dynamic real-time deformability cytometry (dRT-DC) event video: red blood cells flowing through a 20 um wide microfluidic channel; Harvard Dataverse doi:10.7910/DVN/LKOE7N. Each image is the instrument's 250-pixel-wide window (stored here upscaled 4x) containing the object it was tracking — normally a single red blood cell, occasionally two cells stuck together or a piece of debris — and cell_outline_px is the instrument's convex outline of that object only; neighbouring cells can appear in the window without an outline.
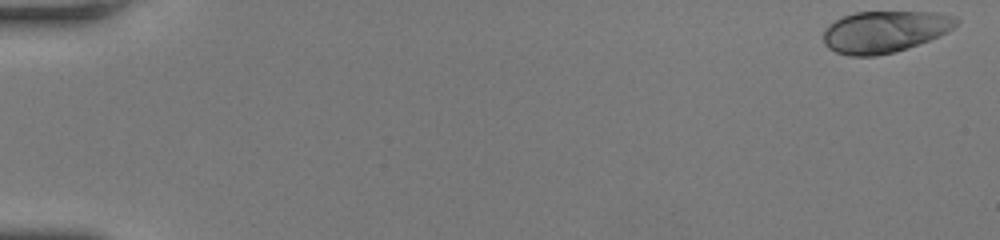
{"species": "human", "species_latin": "Homo sapiens", "temperature_condition": "room temperature", "stored_images_in_passage": 50, "camera_frame_rate_fps": 3000, "um_per_image_px": 0.085, "donor": {"sex": "female"}, "frame": {"image": 1, "passage_image": 1, "time_ms": 0.0, "image_size_px": [1000, 240], "cell_outline_px": [[960, 20], [952, 28], [940, 36], [896, 52], [876, 56], [848, 56], [836, 52], [828, 48], [824, 44], [824, 32], [828, 24], [844, 16], [856, 12], [936, 12], [956, 16]], "centroid_in_image_um": [75.2, 2.69], "position_along_channel_um": 9.8, "area_um2": 32.37}}
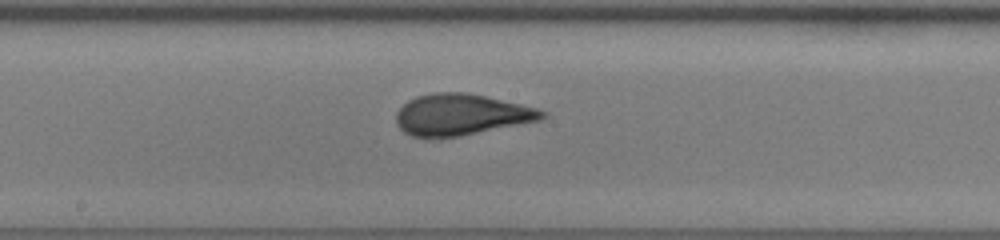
{"frame": {"image": 2, "passage_image": 28, "time_ms": 9.0, "image_size_px": [1000, 240], "cell_outline_px": [[548, 116], [540, 120], [440, 140], [428, 140], [412, 136], [404, 132], [396, 124], [396, 112], [408, 100], [416, 96], [432, 92], [464, 92], [484, 96], [520, 104], [536, 108], [548, 112]], "centroid_in_image_um": [39.14, 9.77], "position_along_channel_um": 209.1, "area_um2": 35.6}}
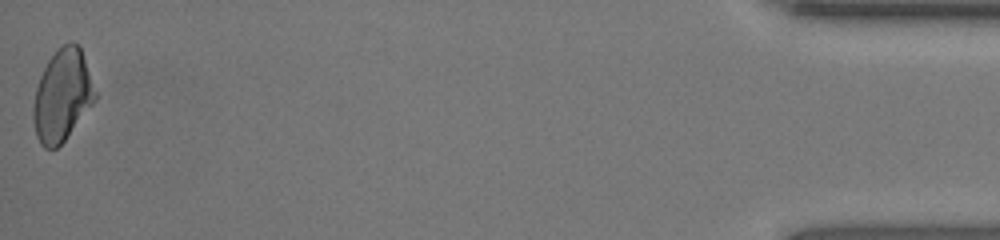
{"frame": {"image": 3, "passage_image": 50, "time_ms": 16.333, "image_size_px": [1000, 240], "cell_outline_px": [[96, 100], [64, 140], [56, 148], [44, 148], [40, 144], [36, 136], [32, 120], [32, 108], [36, 88], [40, 76], [48, 60], [64, 44], [72, 40], [80, 48], [96, 92]], "centroid_in_image_um": [5.26, 8.15], "position_along_channel_um": 429.9, "area_um2": 32.66}}